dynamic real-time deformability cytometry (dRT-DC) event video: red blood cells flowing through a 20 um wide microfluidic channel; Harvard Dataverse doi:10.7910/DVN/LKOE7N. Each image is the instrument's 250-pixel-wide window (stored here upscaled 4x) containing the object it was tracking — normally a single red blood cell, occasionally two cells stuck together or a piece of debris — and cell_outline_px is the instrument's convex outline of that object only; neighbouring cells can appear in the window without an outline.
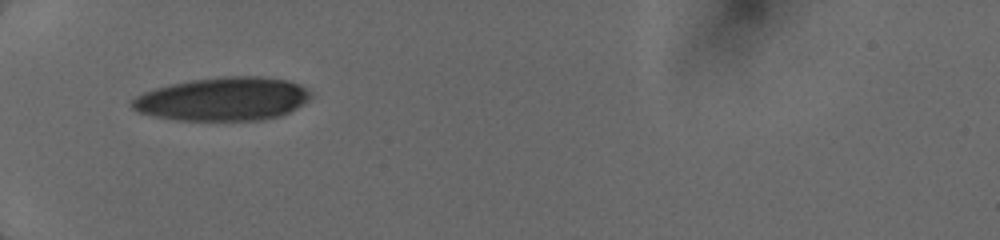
{"species": "human", "species_latin": "Homo sapiens", "temperature_condition": "cold", "stored_images_in_passage": 66, "camera_frame_rate_fps": 3000, "um_per_image_px": 0.085, "donor": {"sex": "female"}, "frame": {"image": 1, "passage_image": 1, "time_ms": 0.0, "image_size_px": [1000, 240], "cell_outline_px": [[312, 96], [304, 104], [280, 116], [264, 120], [176, 120], [156, 116], [140, 112], [132, 108], [128, 104], [136, 96], [144, 92], [156, 88], [172, 84], [192, 80], [224, 76], [260, 76], [288, 80], [300, 84], [312, 92]], "centroid_in_image_um": [18.99, 8.41], "position_along_channel_um": 66.0, "area_um2": 45.32}}
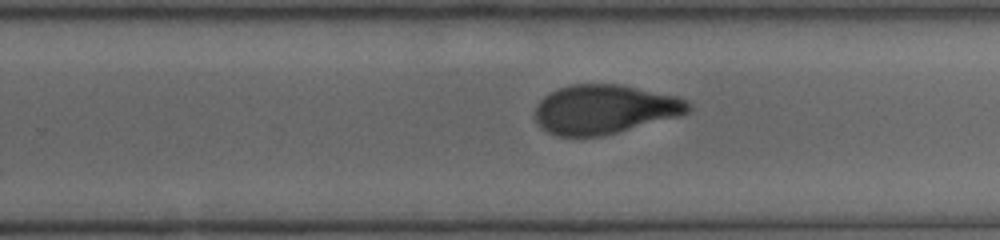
{"frame": {"image": 2, "passage_image": 33, "time_ms": 5.333, "image_size_px": [1000, 240], "cell_outline_px": [[692, 108], [688, 112], [680, 116], [600, 136], [556, 136], [548, 132], [536, 120], [536, 104], [548, 92], [572, 84], [620, 84], [676, 96], [692, 104]], "centroid_in_image_um": [51.39, 9.28], "position_along_channel_um": 278.4, "area_um2": 43.64}}
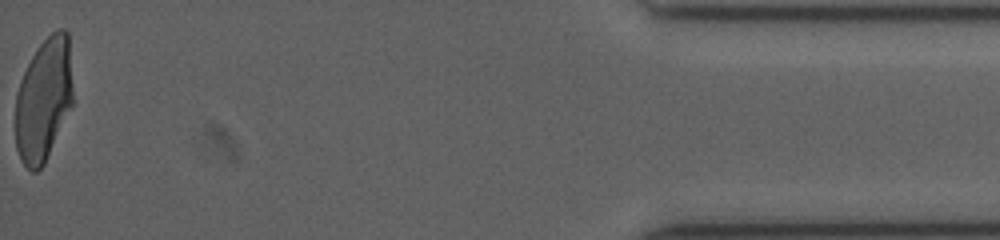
{"frame": {"image": 3, "passage_image": 65, "time_ms": 10.667, "image_size_px": [1000, 240], "cell_outline_px": [[72, 104], [44, 164], [36, 172], [32, 172], [20, 160], [16, 148], [16, 92], [20, 80], [36, 48], [56, 28], [64, 28], [68, 32], [72, 88]], "centroid_in_image_um": [3.7, 8.45], "position_along_channel_um": 431.5, "area_um2": 41.04}}